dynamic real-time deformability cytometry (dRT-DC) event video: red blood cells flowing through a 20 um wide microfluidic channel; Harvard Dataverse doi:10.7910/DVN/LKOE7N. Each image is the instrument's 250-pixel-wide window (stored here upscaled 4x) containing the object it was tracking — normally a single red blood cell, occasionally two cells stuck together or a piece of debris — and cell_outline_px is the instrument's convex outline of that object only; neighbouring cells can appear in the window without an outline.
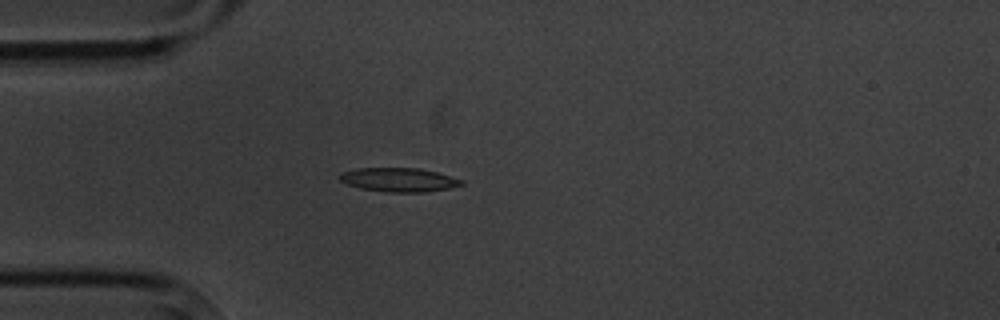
{"species": "common noctule bat (a hibernating species)", "species_latin": "Nyctalus noctula", "temperature_condition": "cold", "stored_images_in_passage": 3, "camera_frame_rate_fps": 3000, "um_per_image_px": 0.085, "animal": {"sex": "male", "body_mass_g": 20.1, "forearm_length_mm": 53.5}, "frame": {"image": 1, "passage_image": 3, "time_ms": 2.333, "image_size_px": [1000, 320], "cell_outline_px": [[464, 184], [448, 188], [424, 192], [388, 192], [360, 188], [348, 184], [340, 180], [336, 176], [340, 172], [356, 168], [420, 168], [436, 172], [464, 180]], "centroid_in_image_um": [33.86, 15.27], "position_along_channel_um": 51.1, "area_um2": 16.99}}